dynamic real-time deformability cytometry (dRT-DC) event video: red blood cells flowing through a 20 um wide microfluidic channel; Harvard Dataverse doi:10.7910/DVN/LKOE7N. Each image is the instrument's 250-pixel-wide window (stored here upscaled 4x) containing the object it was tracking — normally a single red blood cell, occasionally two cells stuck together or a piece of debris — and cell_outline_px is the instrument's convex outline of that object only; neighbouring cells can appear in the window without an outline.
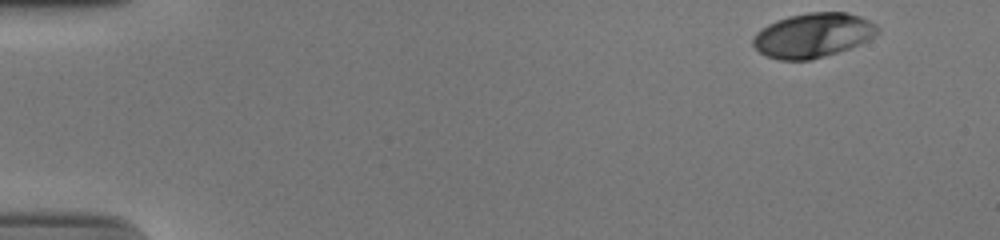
{"species": "human", "species_latin": "Homo sapiens", "temperature_condition": "cold", "stored_images_in_passage": 43, "camera_frame_rate_fps": 3000, "um_per_image_px": 0.085, "donor": {"sex": "male"}, "frame": {"image": 1, "passage_image": 1, "time_ms": 0.0, "image_size_px": [1000, 240], "cell_outline_px": [[880, 32], [848, 48], [824, 56], [808, 60], [780, 60], [768, 56], [760, 52], [752, 44], [752, 36], [760, 28], [776, 20], [788, 16], [808, 12], [848, 12], [860, 16], [876, 24], [880, 28]], "centroid_in_image_um": [69.06, 2.98], "position_along_channel_um": 15.9, "area_um2": 32.08}}
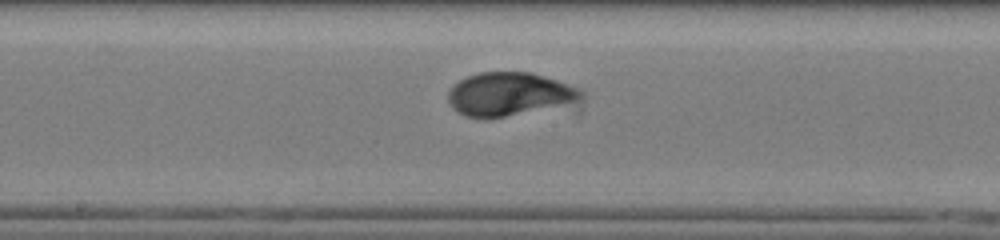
{"frame": {"image": 2, "passage_image": 26, "time_ms": 8.333, "image_size_px": [1000, 240], "cell_outline_px": [[584, 100], [484, 120], [464, 116], [456, 112], [452, 108], [448, 100], [448, 92], [460, 80], [468, 76], [480, 72], [528, 72], [556, 80], [580, 88], [584, 92]], "centroid_in_image_um": [43.26, 8.01], "position_along_channel_um": 204.9, "area_um2": 33.41}}
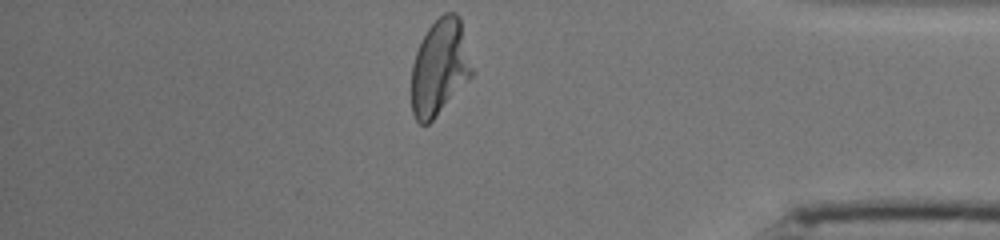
{"frame": {"image": 3, "passage_image": 43, "time_ms": 14.0, "image_size_px": [1000, 240], "cell_outline_px": [[476, 72], [432, 120], [428, 124], [420, 124], [416, 120], [412, 112], [412, 64], [416, 52], [428, 28], [444, 12], [456, 12], [460, 16]], "centroid_in_image_um": [37.42, 5.69], "position_along_channel_um": 397.8, "area_um2": 34.1}, "authors_computed_cell_mechanics": {"area_um2": 32.7148, "velocity_mm_per_s": 3.866, "shape_relaxation_time_tau1_ms": 3.4786, "shape_relaxation_time_tau2_ms": null, "deformation_change_tau1": 0.1663, "deformation_change_tau2": null}}